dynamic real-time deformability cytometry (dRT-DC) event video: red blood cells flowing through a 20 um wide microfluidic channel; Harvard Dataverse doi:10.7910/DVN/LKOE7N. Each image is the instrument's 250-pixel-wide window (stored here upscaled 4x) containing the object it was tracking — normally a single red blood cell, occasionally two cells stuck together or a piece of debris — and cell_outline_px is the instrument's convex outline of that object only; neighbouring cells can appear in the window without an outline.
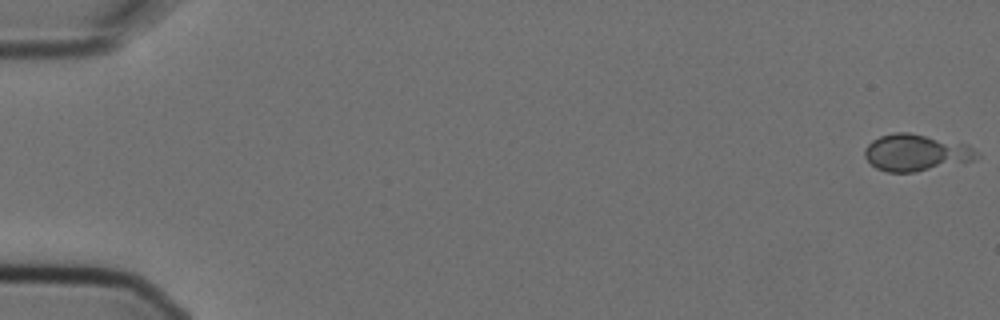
{"species": "Egyptian fruit bat (a non-hibernating species)", "species_latin": "Rousettus aegyptiacus", "temperature_condition": "cold", "stored_images_in_passage": 6, "camera_frame_rate_fps": 3000, "um_per_image_px": 0.085, "animal": {"sex": "female"}, "frame": {"image": 1, "passage_image": 1, "time_ms": 0.0, "image_size_px": [1000, 320], "cell_outline_px": [[980, 156], [972, 160], [916, 172], [884, 172], [876, 168], [864, 156], [864, 148], [872, 140], [880, 136], [896, 132], [908, 132], [968, 144]], "centroid_in_image_um": [77.81, 12.97], "position_along_channel_um": 7.2, "area_um2": 23.87}}